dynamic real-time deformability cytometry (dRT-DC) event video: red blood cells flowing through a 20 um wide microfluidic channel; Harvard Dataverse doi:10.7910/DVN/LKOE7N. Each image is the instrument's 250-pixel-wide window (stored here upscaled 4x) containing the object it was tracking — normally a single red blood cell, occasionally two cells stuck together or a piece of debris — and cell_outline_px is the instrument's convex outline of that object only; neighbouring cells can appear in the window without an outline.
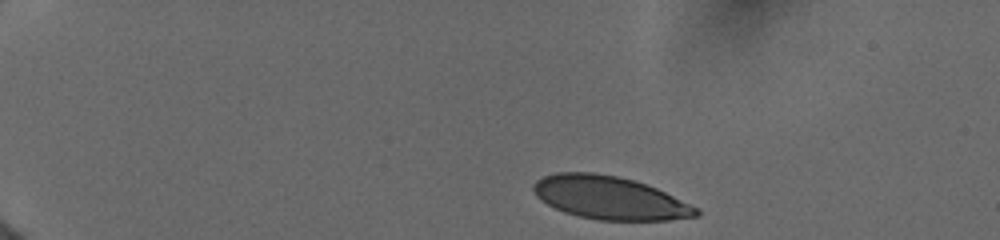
{"species": "human", "species_latin": "Homo sapiens", "temperature_condition": "cold", "stored_images_in_passage": 14, "camera_frame_rate_fps": 3000, "um_per_image_px": 0.085, "donor": {"sex": "female"}, "frame": {"image": 1, "passage_image": 1, "time_ms": 0.0, "image_size_px": [1000, 240], "cell_outline_px": [[700, 216], [668, 220], [600, 220], [580, 216], [564, 212], [540, 200], [536, 196], [532, 188], [532, 184], [536, 180], [544, 176], [556, 172], [596, 172], [636, 180], [656, 188], [700, 208]], "centroid_in_image_um": [51.83, 16.8], "position_along_channel_um": 33.2, "area_um2": 40.98}}
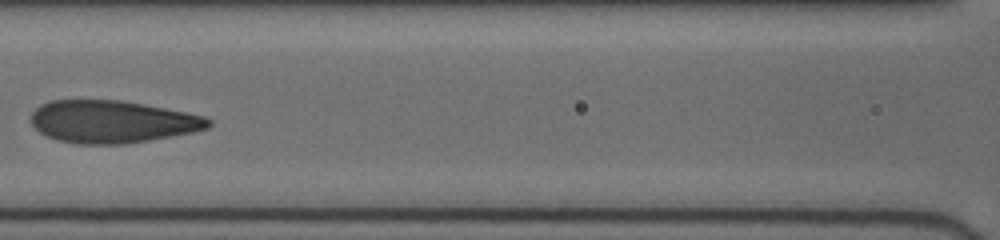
{"frame": {"image": 2, "passage_image": 10, "time_ms": 5.667, "image_size_px": [1000, 240], "cell_outline_px": [[212, 124], [208, 128], [192, 132], [148, 140], [124, 144], [76, 144], [56, 140], [40, 132], [32, 124], [32, 112], [40, 104], [52, 100], [124, 100], [204, 116], [212, 120]], "centroid_in_image_um": [9.52, 10.34], "position_along_channel_um": 157.1, "area_um2": 43.75}}
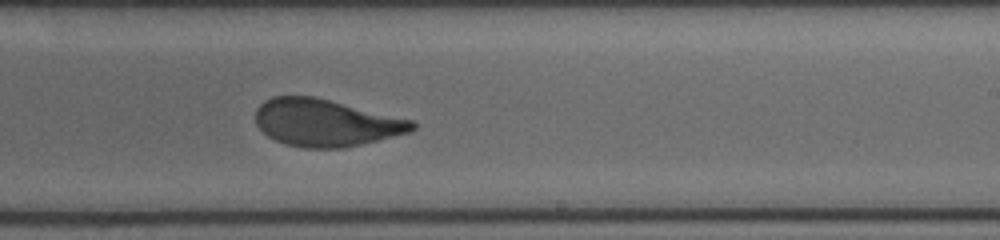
{"frame": {"image": 3, "passage_image": 14, "time_ms": 8.333, "image_size_px": [1000, 240], "cell_outline_px": [[416, 128], [412, 132], [344, 148], [304, 148], [288, 144], [276, 140], [268, 136], [256, 124], [256, 108], [264, 100], [272, 96], [312, 96], [412, 120], [416, 124]], "centroid_in_image_um": [27.68, 10.44], "position_along_channel_um": 261.3, "area_um2": 42.77}}